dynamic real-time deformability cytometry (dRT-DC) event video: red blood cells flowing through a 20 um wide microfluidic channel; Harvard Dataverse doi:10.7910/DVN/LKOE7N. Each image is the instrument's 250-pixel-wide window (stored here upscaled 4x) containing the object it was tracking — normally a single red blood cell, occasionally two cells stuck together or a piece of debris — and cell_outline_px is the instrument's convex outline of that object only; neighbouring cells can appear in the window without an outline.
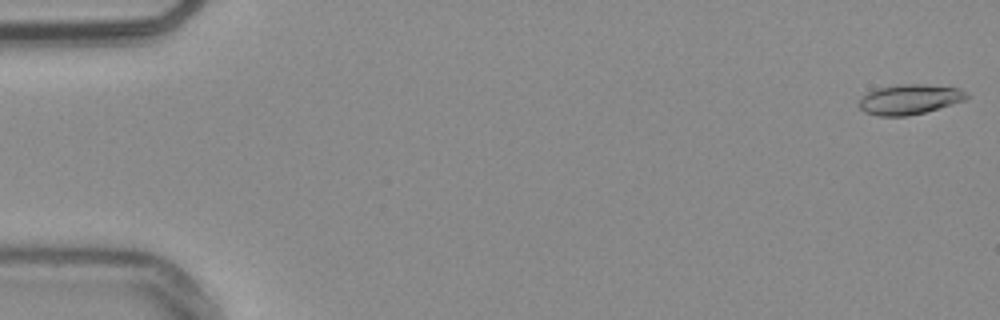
{"species": "common noctule bat (a hibernating species)", "species_latin": "Nyctalus noctula", "temperature_condition": "warm", "stored_images_in_passage": 54, "camera_frame_rate_fps": 3000, "um_per_image_px": 0.085, "animal": {"sex": "male", "body_mass_g": 20.4}, "frame": {"image": 1, "passage_image": 1, "time_ms": 0.0, "image_size_px": [1000, 320], "cell_outline_px": [[968, 96], [964, 100], [952, 104], [924, 112], [908, 116], [876, 116], [864, 112], [860, 108], [860, 100], [868, 92], [876, 88], [900, 84], [924, 84], [960, 88]], "centroid_in_image_um": [77.29, 8.44], "position_along_channel_um": 7.7, "area_um2": 18.67}}
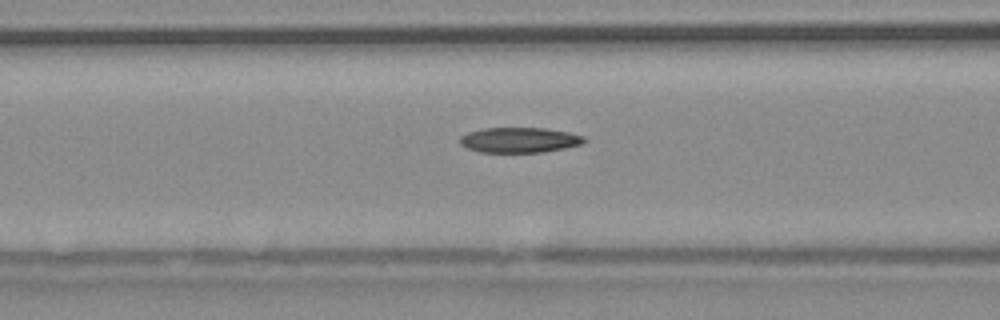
{"frame": {"image": 2, "passage_image": 22, "time_ms": 7.0, "image_size_px": [1000, 320], "cell_outline_px": [[588, 140], [580, 144], [564, 148], [544, 152], [480, 152], [468, 148], [460, 144], [460, 136], [468, 132], [484, 128], [544, 128], [568, 132], [584, 136]], "centroid_in_image_um": [44.15, 11.9], "position_along_channel_um": 122.4, "area_um2": 18.21}}
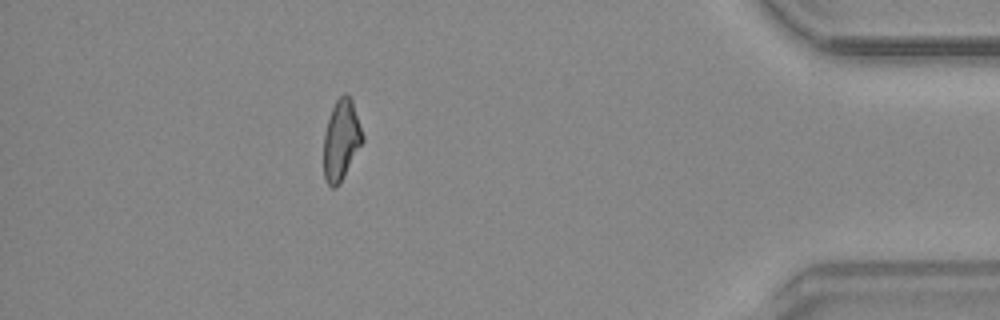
{"frame": {"image": 3, "passage_image": 48, "time_ms": 15.667, "image_size_px": [1000, 320], "cell_outline_px": [[364, 140], [340, 184], [336, 188], [332, 188], [324, 180], [324, 132], [332, 108], [336, 100], [344, 92], [352, 100], [364, 136]], "centroid_in_image_um": [29.0, 11.93], "position_along_channel_um": 406.2, "area_um2": 18.26}, "authors_computed_cell_mechanics": {"area_um2": 18.6405, "velocity_mm_per_s": 3.808, "shape_relaxation_time_tau1_ms": null, "shape_relaxation_time_tau2_ms": 5.355, "deformation_change_tau1": null, "deformation_change_tau2": 0.1384}}